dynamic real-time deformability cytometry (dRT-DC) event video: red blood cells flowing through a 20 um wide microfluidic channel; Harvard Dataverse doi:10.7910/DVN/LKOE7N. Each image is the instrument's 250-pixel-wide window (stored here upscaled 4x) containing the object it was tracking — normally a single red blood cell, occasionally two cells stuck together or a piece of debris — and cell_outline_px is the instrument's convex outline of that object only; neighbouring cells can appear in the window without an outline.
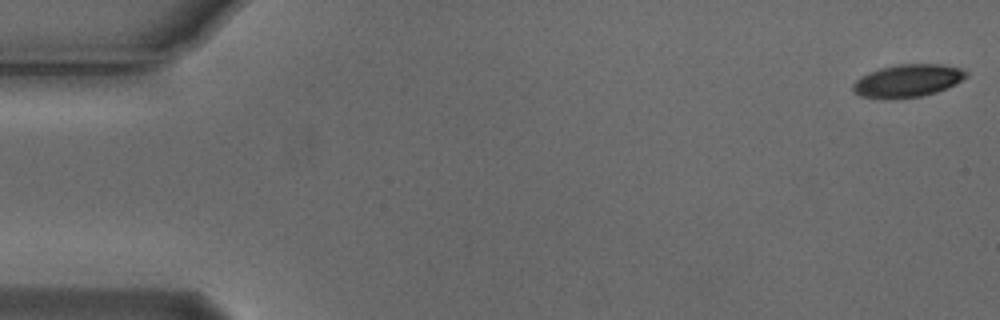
{"species": "Egyptian fruit bat (a non-hibernating species)", "species_latin": "Rousettus aegyptiacus", "temperature_condition": "cold", "stored_images_in_passage": 5, "camera_frame_rate_fps": 3000, "um_per_image_px": 0.085, "animal": {"sex": "male"}, "frame": {"image": 1, "passage_image": 1, "time_ms": 0.0, "image_size_px": [1000, 320], "cell_outline_px": [[968, 76], [956, 84], [936, 92], [920, 96], [860, 96], [852, 92], [852, 84], [860, 76], [868, 72], [880, 68], [900, 64], [940, 64], [960, 68], [968, 72]], "centroid_in_image_um": [77.17, 6.82], "position_along_channel_um": 7.8, "area_um2": 20.98}}
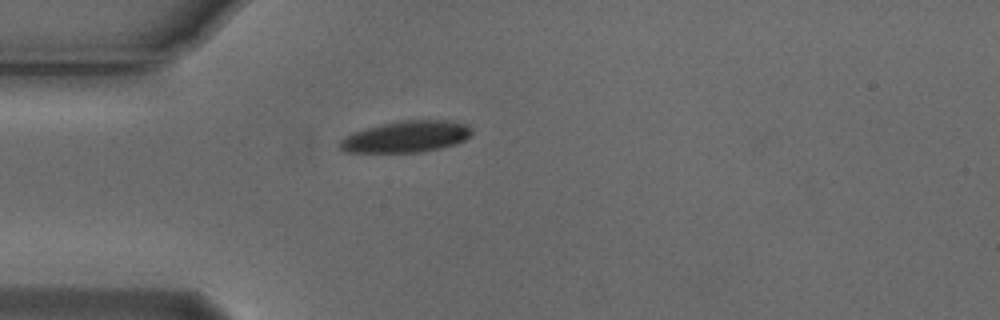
{"frame": {"image": 2, "passage_image": 5, "time_ms": 1.333, "image_size_px": [1000, 320], "cell_outline_px": [[472, 132], [464, 140], [456, 144], [440, 148], [420, 152], [344, 152], [336, 148], [340, 140], [344, 136], [352, 132], [380, 124], [400, 120], [452, 120], [468, 124], [472, 128]], "centroid_in_image_um": [34.5, 11.61], "position_along_channel_um": 50.5, "area_um2": 24.51}}